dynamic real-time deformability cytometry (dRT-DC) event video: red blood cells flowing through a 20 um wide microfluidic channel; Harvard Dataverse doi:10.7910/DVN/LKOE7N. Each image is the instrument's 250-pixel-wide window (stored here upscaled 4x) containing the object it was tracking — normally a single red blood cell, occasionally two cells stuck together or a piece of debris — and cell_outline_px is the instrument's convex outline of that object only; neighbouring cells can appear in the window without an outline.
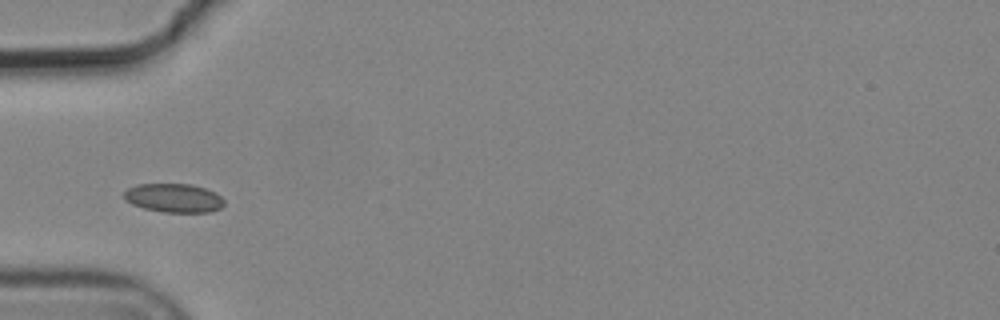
{"species": "common noctule bat (a hibernating species)", "species_latin": "Nyctalus noctula", "temperature_condition": "cold", "stored_images_in_passage": 3, "camera_frame_rate_fps": 3000, "um_per_image_px": 0.085, "animal": {"sex": "male", "body_mass_g": 19.2, "forearm_length_mm": 51.8}, "frame": {"image": 1, "passage_image": 1, "time_ms": 0.0, "image_size_px": [1000, 320], "cell_outline_px": [[224, 204], [220, 208], [208, 212], [164, 212], [144, 208], [132, 204], [124, 200], [124, 192], [128, 188], [136, 184], [192, 184], [216, 192], [224, 200]], "centroid_in_image_um": [14.76, 16.82], "position_along_channel_um": 70.2, "area_um2": 16.82}}
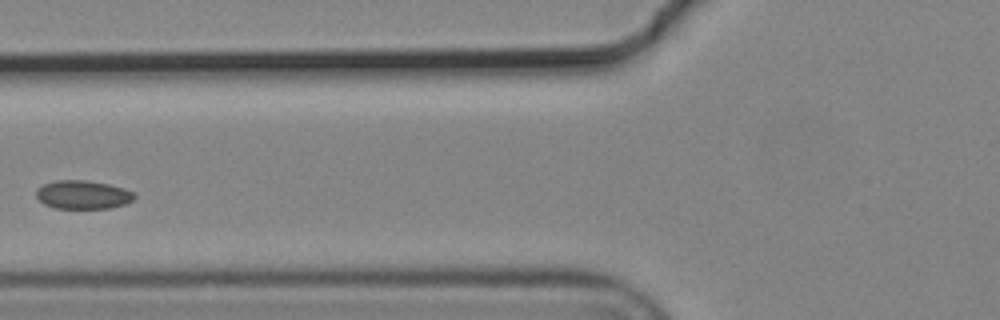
{"frame": {"image": 2, "passage_image": 2, "time_ms": 0.333, "image_size_px": [1000, 320], "cell_outline_px": [[136, 196], [132, 200], [124, 204], [112, 208], [56, 208], [44, 204], [36, 196], [36, 188], [44, 184], [56, 180], [88, 180], [108, 184], [124, 188], [132, 192]], "centroid_in_image_um": [7.03, 16.54], "position_along_channel_um": 118.8, "area_um2": 16.3}}
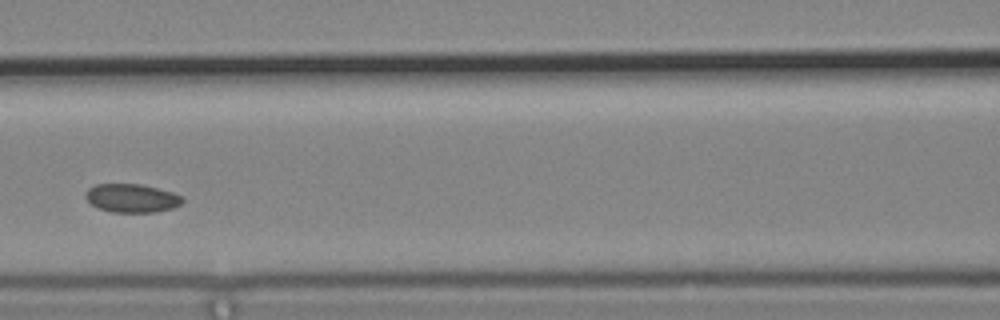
{"frame": {"image": 3, "passage_image": 3, "time_ms": 0.667, "image_size_px": [1000, 320], "cell_outline_px": [[184, 200], [180, 204], [172, 208], [156, 212], [112, 212], [100, 208], [92, 204], [84, 196], [84, 192], [88, 188], [96, 184], [140, 184], [172, 192], [184, 196]], "centroid_in_image_um": [11.2, 16.83], "position_along_channel_um": 155.4, "area_um2": 16.07}}